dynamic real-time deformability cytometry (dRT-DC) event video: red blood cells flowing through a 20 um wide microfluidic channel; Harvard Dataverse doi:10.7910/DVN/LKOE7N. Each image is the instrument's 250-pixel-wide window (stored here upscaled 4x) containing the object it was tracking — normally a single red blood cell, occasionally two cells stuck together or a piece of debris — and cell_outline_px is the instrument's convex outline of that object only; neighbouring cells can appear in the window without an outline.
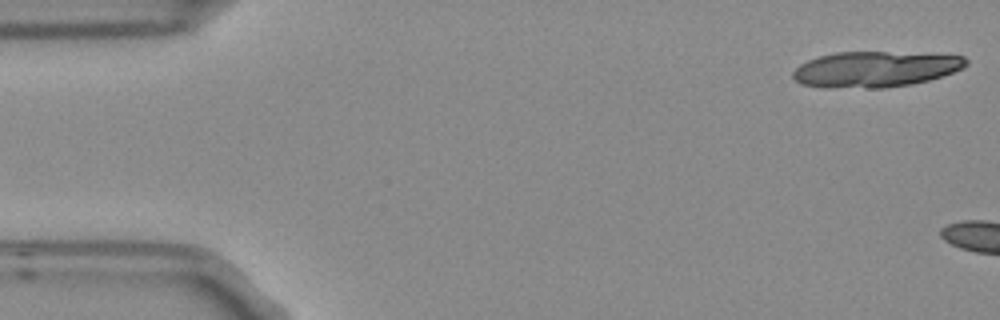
{"species": "Egyptian fruit bat (a non-hibernating species)", "species_latin": "Rousettus aegyptiacus", "temperature_condition": "room temperature", "stored_images_in_passage": 3, "camera_frame_rate_fps": 3000, "um_per_image_px": 0.085, "frame": {"image": 1, "passage_image": 1, "time_ms": 0.0, "image_size_px": [1000, 320], "cell_outline_px": [[968, 64], [964, 68], [928, 80], [912, 84], [884, 88], [824, 88], [800, 84], [792, 76], [792, 72], [800, 64], [808, 60], [820, 56], [836, 52], [888, 52], [964, 56], [968, 60]], "centroid_in_image_um": [74.36, 5.9], "position_along_channel_um": 10.6, "area_um2": 36.07}}